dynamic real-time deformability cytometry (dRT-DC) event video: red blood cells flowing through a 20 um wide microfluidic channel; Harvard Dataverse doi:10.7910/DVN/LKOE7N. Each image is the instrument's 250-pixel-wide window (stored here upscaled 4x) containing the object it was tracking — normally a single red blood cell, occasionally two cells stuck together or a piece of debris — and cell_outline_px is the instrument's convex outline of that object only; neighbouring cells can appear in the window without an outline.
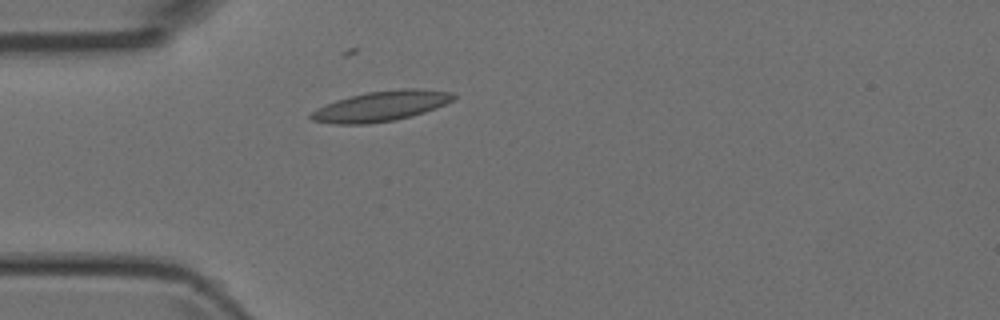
{"species": "Egyptian fruit bat (a non-hibernating species)", "species_latin": "Rousettus aegyptiacus", "temperature_condition": "room temperature", "stored_images_in_passage": 35, "camera_frame_rate_fps": 3000, "um_per_image_px": 0.085, "animal": {"sex": "female"}, "frame": {"image": 1, "passage_image": 1, "time_ms": 0.0, "image_size_px": [1000, 320], "cell_outline_px": [[456, 96], [452, 100], [436, 108], [424, 112], [396, 120], [368, 124], [332, 124], [312, 120], [308, 116], [316, 108], [336, 100], [368, 92], [404, 88], [420, 88], [452, 92]], "centroid_in_image_um": [32.38, 9.02], "position_along_channel_um": 52.6, "area_um2": 25.03}}
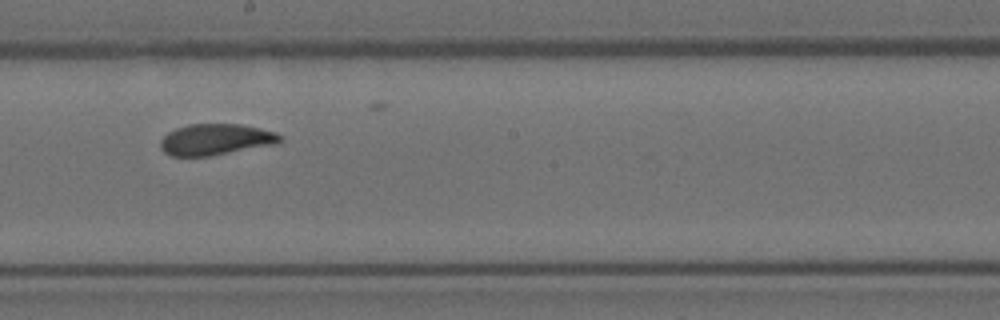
{"frame": {"image": 2, "passage_image": 15, "time_ms": 4.667, "image_size_px": [1000, 320], "cell_outline_px": [[284, 140], [276, 144], [208, 156], [172, 156], [164, 152], [160, 148], [160, 140], [168, 132], [176, 128], [188, 124], [240, 124], [260, 128], [276, 132], [284, 136]], "centroid_in_image_um": [18.35, 11.85], "position_along_channel_um": 229.8, "area_um2": 21.85}}
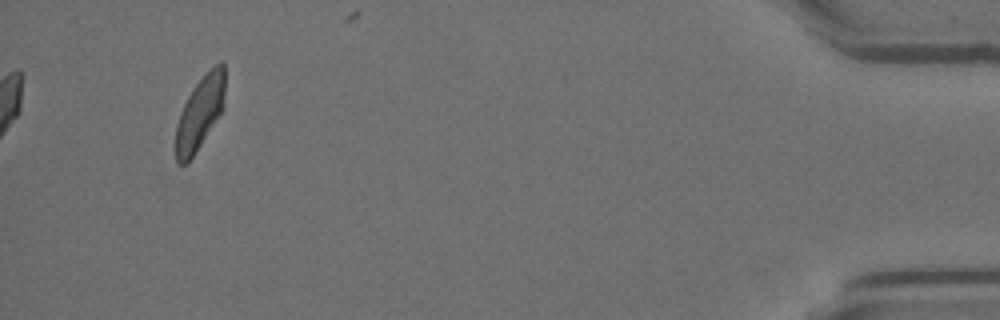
{"frame": {"image": 3, "passage_image": 35, "time_ms": 11.333, "image_size_px": [1000, 320], "cell_outline_px": [[224, 108], [188, 164], [176, 164], [176, 124], [180, 112], [188, 96], [204, 72], [208, 68], [220, 60], [224, 64]], "centroid_in_image_um": [16.99, 9.57], "position_along_channel_um": 418.2, "area_um2": 21.1}}